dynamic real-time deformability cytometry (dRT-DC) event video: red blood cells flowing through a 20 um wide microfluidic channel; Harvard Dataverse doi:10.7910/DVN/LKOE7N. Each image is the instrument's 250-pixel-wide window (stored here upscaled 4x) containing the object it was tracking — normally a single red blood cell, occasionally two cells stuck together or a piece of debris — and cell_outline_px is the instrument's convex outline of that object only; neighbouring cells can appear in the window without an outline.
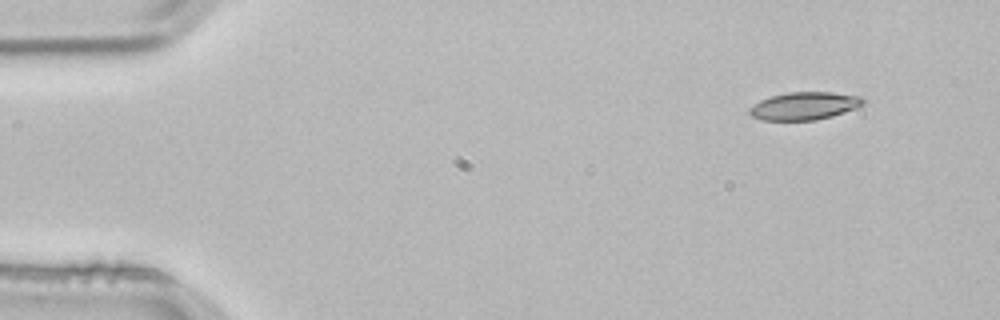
{"species": "common noctule bat (a hibernating species)", "species_latin": "Nyctalus noctula", "temperature_condition": "room temperature", "stored_images_in_passage": 3, "camera_frame_rate_fps": 3000, "um_per_image_px": 0.085, "animal": {"sex": "male", "body_mass_g": 21.5, "forearm_length_mm": 52.0}, "frame": {"image": 1, "passage_image": 1, "time_ms": 0.0, "image_size_px": [1000, 320], "cell_outline_px": [[868, 100], [864, 104], [856, 108], [832, 116], [816, 120], [764, 120], [752, 116], [748, 112], [748, 108], [760, 100], [772, 96], [788, 92], [832, 92], [864, 96]], "centroid_in_image_um": [68.43, 8.99], "position_along_channel_um": 16.6, "area_um2": 18.55}}
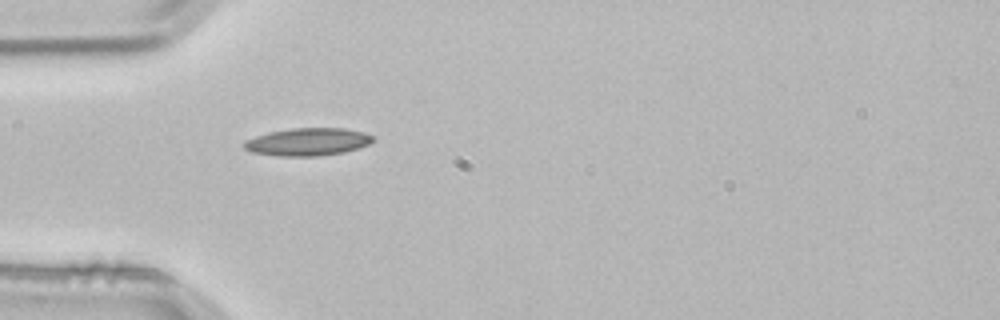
{"frame": {"image": 2, "passage_image": 3, "time_ms": 0.667, "image_size_px": [1000, 320], "cell_outline_px": [[372, 140], [368, 144], [360, 148], [344, 152], [320, 156], [276, 156], [252, 152], [244, 148], [244, 140], [268, 132], [292, 128], [344, 128], [364, 132], [372, 136]], "centroid_in_image_um": [26.14, 12.06], "position_along_channel_um": 58.9, "area_um2": 20.81}}